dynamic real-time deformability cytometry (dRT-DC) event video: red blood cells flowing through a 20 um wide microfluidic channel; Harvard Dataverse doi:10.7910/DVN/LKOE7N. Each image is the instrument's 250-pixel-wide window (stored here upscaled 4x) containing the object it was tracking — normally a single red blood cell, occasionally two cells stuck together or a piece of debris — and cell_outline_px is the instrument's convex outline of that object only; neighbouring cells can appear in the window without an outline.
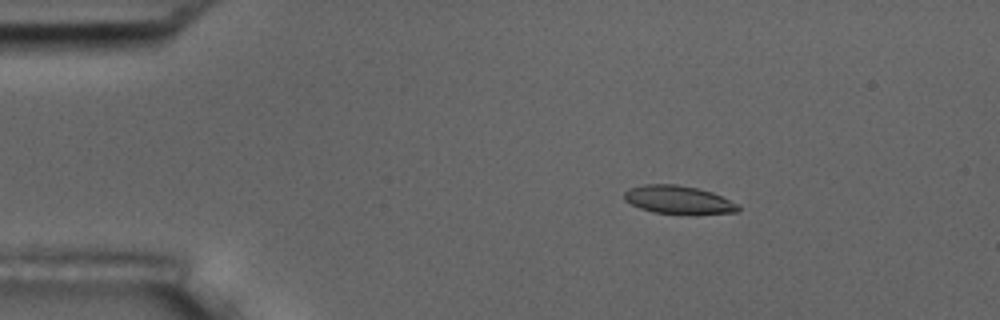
{"species": "common noctule bat (a hibernating species)", "species_latin": "Nyctalus noctula", "temperature_condition": "room temperature", "stored_images_in_passage": 4, "camera_frame_rate_fps": 3000, "um_per_image_px": 0.085, "animal": {"sex": "male", "body_mass_g": 17.5, "forearm_length_mm": 52.3}, "frame": {"image": 1, "passage_image": 3, "time_ms": 2.333, "image_size_px": [1000, 320], "cell_outline_px": [[740, 212], [652, 212], [640, 208], [624, 200], [624, 192], [628, 188], [644, 184], [676, 184], [696, 188], [712, 192], [740, 204]], "centroid_in_image_um": [57.63, 16.94], "position_along_channel_um": 27.4, "area_um2": 18.15}}